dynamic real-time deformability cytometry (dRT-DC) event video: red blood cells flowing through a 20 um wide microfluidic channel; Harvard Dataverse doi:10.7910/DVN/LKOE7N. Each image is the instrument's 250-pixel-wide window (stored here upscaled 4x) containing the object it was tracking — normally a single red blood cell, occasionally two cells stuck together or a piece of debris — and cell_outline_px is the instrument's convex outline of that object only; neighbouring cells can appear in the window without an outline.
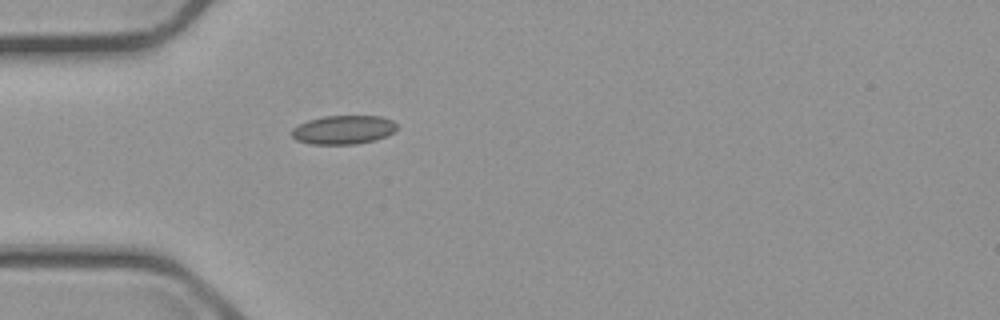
{"species": "common noctule bat (a hibernating species)", "species_latin": "Nyctalus noctula", "temperature_condition": "cold", "stored_images_in_passage": 1, "camera_frame_rate_fps": 3000, "um_per_image_px": 0.085, "animal": {"sex": "male", "body_mass_g": 23.1, "forearm_length_mm": 52.7}, "frame": {"image": 1, "passage_image": 1, "time_ms": 0.0, "image_size_px": [1000, 320], "cell_outline_px": [[396, 128], [392, 132], [376, 140], [356, 144], [312, 144], [296, 140], [292, 136], [292, 128], [308, 120], [324, 116], [380, 116], [392, 120], [396, 124]], "centroid_in_image_um": [29.17, 11.03], "position_along_channel_um": 55.8, "area_um2": 17.51}}